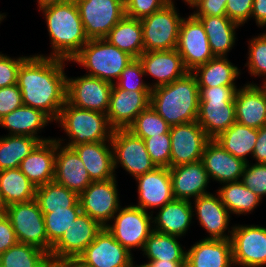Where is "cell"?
I'll list each match as a JSON object with an SVG mask.
<instances>
[{"label": "cell", "instance_id": "1", "mask_svg": "<svg viewBox=\"0 0 266 267\" xmlns=\"http://www.w3.org/2000/svg\"><path fill=\"white\" fill-rule=\"evenodd\" d=\"M65 61L44 54L30 55L18 70L17 85L23 105L43 111L53 121L58 119L66 102Z\"/></svg>", "mask_w": 266, "mask_h": 267}, {"label": "cell", "instance_id": "2", "mask_svg": "<svg viewBox=\"0 0 266 267\" xmlns=\"http://www.w3.org/2000/svg\"><path fill=\"white\" fill-rule=\"evenodd\" d=\"M50 36L49 57L70 60L89 41L74 0L41 8Z\"/></svg>", "mask_w": 266, "mask_h": 267}, {"label": "cell", "instance_id": "3", "mask_svg": "<svg viewBox=\"0 0 266 267\" xmlns=\"http://www.w3.org/2000/svg\"><path fill=\"white\" fill-rule=\"evenodd\" d=\"M200 92L196 76H185L152 89L150 105L172 127L197 121Z\"/></svg>", "mask_w": 266, "mask_h": 267}, {"label": "cell", "instance_id": "4", "mask_svg": "<svg viewBox=\"0 0 266 267\" xmlns=\"http://www.w3.org/2000/svg\"><path fill=\"white\" fill-rule=\"evenodd\" d=\"M55 122L60 123L59 126L70 138L65 144L70 148L88 142L111 141L114 131L106 114L78 108L67 100Z\"/></svg>", "mask_w": 266, "mask_h": 267}, {"label": "cell", "instance_id": "5", "mask_svg": "<svg viewBox=\"0 0 266 267\" xmlns=\"http://www.w3.org/2000/svg\"><path fill=\"white\" fill-rule=\"evenodd\" d=\"M135 58L103 39H89L70 60L88 70L86 75L97 77L112 84Z\"/></svg>", "mask_w": 266, "mask_h": 267}, {"label": "cell", "instance_id": "6", "mask_svg": "<svg viewBox=\"0 0 266 267\" xmlns=\"http://www.w3.org/2000/svg\"><path fill=\"white\" fill-rule=\"evenodd\" d=\"M171 0L162 9L142 19L144 52L168 51L177 48L181 17Z\"/></svg>", "mask_w": 266, "mask_h": 267}, {"label": "cell", "instance_id": "7", "mask_svg": "<svg viewBox=\"0 0 266 267\" xmlns=\"http://www.w3.org/2000/svg\"><path fill=\"white\" fill-rule=\"evenodd\" d=\"M149 213L134 205L124 206L113 216V224L108 223L105 228L129 252L135 248L142 251L153 232V211Z\"/></svg>", "mask_w": 266, "mask_h": 267}, {"label": "cell", "instance_id": "8", "mask_svg": "<svg viewBox=\"0 0 266 267\" xmlns=\"http://www.w3.org/2000/svg\"><path fill=\"white\" fill-rule=\"evenodd\" d=\"M6 217L19 243L35 246L48 254L44 216L35 199L8 205Z\"/></svg>", "mask_w": 266, "mask_h": 267}, {"label": "cell", "instance_id": "9", "mask_svg": "<svg viewBox=\"0 0 266 267\" xmlns=\"http://www.w3.org/2000/svg\"><path fill=\"white\" fill-rule=\"evenodd\" d=\"M88 39H103L125 16L124 0H74Z\"/></svg>", "mask_w": 266, "mask_h": 267}, {"label": "cell", "instance_id": "10", "mask_svg": "<svg viewBox=\"0 0 266 267\" xmlns=\"http://www.w3.org/2000/svg\"><path fill=\"white\" fill-rule=\"evenodd\" d=\"M114 169L118 164L136 178L156 166L151 161L144 139L136 137L127 129H115L111 137Z\"/></svg>", "mask_w": 266, "mask_h": 267}, {"label": "cell", "instance_id": "11", "mask_svg": "<svg viewBox=\"0 0 266 267\" xmlns=\"http://www.w3.org/2000/svg\"><path fill=\"white\" fill-rule=\"evenodd\" d=\"M118 195L116 178L92 181L79 195L81 210L105 227L121 208Z\"/></svg>", "mask_w": 266, "mask_h": 267}, {"label": "cell", "instance_id": "12", "mask_svg": "<svg viewBox=\"0 0 266 267\" xmlns=\"http://www.w3.org/2000/svg\"><path fill=\"white\" fill-rule=\"evenodd\" d=\"M231 229L234 266H266V227L235 225Z\"/></svg>", "mask_w": 266, "mask_h": 267}, {"label": "cell", "instance_id": "13", "mask_svg": "<svg viewBox=\"0 0 266 267\" xmlns=\"http://www.w3.org/2000/svg\"><path fill=\"white\" fill-rule=\"evenodd\" d=\"M176 49L189 72L215 57L202 23L193 14L181 21Z\"/></svg>", "mask_w": 266, "mask_h": 267}, {"label": "cell", "instance_id": "14", "mask_svg": "<svg viewBox=\"0 0 266 267\" xmlns=\"http://www.w3.org/2000/svg\"><path fill=\"white\" fill-rule=\"evenodd\" d=\"M113 84L97 77H67L66 100L81 109L107 113Z\"/></svg>", "mask_w": 266, "mask_h": 267}, {"label": "cell", "instance_id": "15", "mask_svg": "<svg viewBox=\"0 0 266 267\" xmlns=\"http://www.w3.org/2000/svg\"><path fill=\"white\" fill-rule=\"evenodd\" d=\"M170 167L201 160L206 144L211 140L197 121L170 128Z\"/></svg>", "mask_w": 266, "mask_h": 267}, {"label": "cell", "instance_id": "16", "mask_svg": "<svg viewBox=\"0 0 266 267\" xmlns=\"http://www.w3.org/2000/svg\"><path fill=\"white\" fill-rule=\"evenodd\" d=\"M102 229L103 227L97 221L81 212L52 247L50 256L58 260L78 257Z\"/></svg>", "mask_w": 266, "mask_h": 267}, {"label": "cell", "instance_id": "17", "mask_svg": "<svg viewBox=\"0 0 266 267\" xmlns=\"http://www.w3.org/2000/svg\"><path fill=\"white\" fill-rule=\"evenodd\" d=\"M132 252L123 247L105 228L96 235L95 240L78 256L92 267H129L134 261Z\"/></svg>", "mask_w": 266, "mask_h": 267}, {"label": "cell", "instance_id": "18", "mask_svg": "<svg viewBox=\"0 0 266 267\" xmlns=\"http://www.w3.org/2000/svg\"><path fill=\"white\" fill-rule=\"evenodd\" d=\"M152 91H126L113 84L107 118L115 129H127L140 112L150 105Z\"/></svg>", "mask_w": 266, "mask_h": 267}, {"label": "cell", "instance_id": "19", "mask_svg": "<svg viewBox=\"0 0 266 267\" xmlns=\"http://www.w3.org/2000/svg\"><path fill=\"white\" fill-rule=\"evenodd\" d=\"M63 141L56 139L53 181L80 195L92 180L76 151L64 146Z\"/></svg>", "mask_w": 266, "mask_h": 267}, {"label": "cell", "instance_id": "20", "mask_svg": "<svg viewBox=\"0 0 266 267\" xmlns=\"http://www.w3.org/2000/svg\"><path fill=\"white\" fill-rule=\"evenodd\" d=\"M138 59L142 64L145 76L157 79H154L156 82L150 85L151 89L168 85L189 72L177 49L144 52Z\"/></svg>", "mask_w": 266, "mask_h": 267}, {"label": "cell", "instance_id": "21", "mask_svg": "<svg viewBox=\"0 0 266 267\" xmlns=\"http://www.w3.org/2000/svg\"><path fill=\"white\" fill-rule=\"evenodd\" d=\"M138 185V205L145 211L147 209L162 208L174 199L169 168L155 167L148 173L135 178Z\"/></svg>", "mask_w": 266, "mask_h": 267}, {"label": "cell", "instance_id": "22", "mask_svg": "<svg viewBox=\"0 0 266 267\" xmlns=\"http://www.w3.org/2000/svg\"><path fill=\"white\" fill-rule=\"evenodd\" d=\"M193 203L195 208L193 212L196 213L193 215H197L198 222L209 233V237L204 239H231L233 231L229 228L231 214L218 193L215 196L212 193L202 195L194 199Z\"/></svg>", "mask_w": 266, "mask_h": 267}, {"label": "cell", "instance_id": "23", "mask_svg": "<svg viewBox=\"0 0 266 267\" xmlns=\"http://www.w3.org/2000/svg\"><path fill=\"white\" fill-rule=\"evenodd\" d=\"M244 85L237 89L235 95L236 122L260 129L266 126V86L255 83Z\"/></svg>", "mask_w": 266, "mask_h": 267}, {"label": "cell", "instance_id": "24", "mask_svg": "<svg viewBox=\"0 0 266 267\" xmlns=\"http://www.w3.org/2000/svg\"><path fill=\"white\" fill-rule=\"evenodd\" d=\"M201 162L209 179L220 184L240 181L246 165V162L230 154L214 139L206 144Z\"/></svg>", "mask_w": 266, "mask_h": 267}, {"label": "cell", "instance_id": "25", "mask_svg": "<svg viewBox=\"0 0 266 267\" xmlns=\"http://www.w3.org/2000/svg\"><path fill=\"white\" fill-rule=\"evenodd\" d=\"M169 171L174 199L191 201L210 194L206 191L210 179L201 160L170 167Z\"/></svg>", "mask_w": 266, "mask_h": 267}, {"label": "cell", "instance_id": "26", "mask_svg": "<svg viewBox=\"0 0 266 267\" xmlns=\"http://www.w3.org/2000/svg\"><path fill=\"white\" fill-rule=\"evenodd\" d=\"M235 99H199L197 122L210 139L236 122Z\"/></svg>", "mask_w": 266, "mask_h": 267}, {"label": "cell", "instance_id": "27", "mask_svg": "<svg viewBox=\"0 0 266 267\" xmlns=\"http://www.w3.org/2000/svg\"><path fill=\"white\" fill-rule=\"evenodd\" d=\"M56 138L39 142L19 165L21 172L37 187L54 180Z\"/></svg>", "mask_w": 266, "mask_h": 267}, {"label": "cell", "instance_id": "28", "mask_svg": "<svg viewBox=\"0 0 266 267\" xmlns=\"http://www.w3.org/2000/svg\"><path fill=\"white\" fill-rule=\"evenodd\" d=\"M92 181L116 178L111 141L88 142L72 147Z\"/></svg>", "mask_w": 266, "mask_h": 267}, {"label": "cell", "instance_id": "29", "mask_svg": "<svg viewBox=\"0 0 266 267\" xmlns=\"http://www.w3.org/2000/svg\"><path fill=\"white\" fill-rule=\"evenodd\" d=\"M190 267H232L231 239H202L186 250Z\"/></svg>", "mask_w": 266, "mask_h": 267}, {"label": "cell", "instance_id": "30", "mask_svg": "<svg viewBox=\"0 0 266 267\" xmlns=\"http://www.w3.org/2000/svg\"><path fill=\"white\" fill-rule=\"evenodd\" d=\"M193 203L187 200L173 199L159 208L156 217H152L153 230L182 237L188 232L193 219Z\"/></svg>", "mask_w": 266, "mask_h": 267}, {"label": "cell", "instance_id": "31", "mask_svg": "<svg viewBox=\"0 0 266 267\" xmlns=\"http://www.w3.org/2000/svg\"><path fill=\"white\" fill-rule=\"evenodd\" d=\"M50 122L53 120L43 111L22 105L1 118L0 126L9 131L8 135L30 136L42 142L52 138L40 137L37 132Z\"/></svg>", "mask_w": 266, "mask_h": 267}, {"label": "cell", "instance_id": "32", "mask_svg": "<svg viewBox=\"0 0 266 267\" xmlns=\"http://www.w3.org/2000/svg\"><path fill=\"white\" fill-rule=\"evenodd\" d=\"M203 25L208 37L209 46L218 57H226L227 53L235 45L238 23L230 20L227 16L196 17Z\"/></svg>", "mask_w": 266, "mask_h": 267}, {"label": "cell", "instance_id": "33", "mask_svg": "<svg viewBox=\"0 0 266 267\" xmlns=\"http://www.w3.org/2000/svg\"><path fill=\"white\" fill-rule=\"evenodd\" d=\"M192 73L196 76L199 88H208L237 87L235 80L241 72L227 57L215 56L207 63L198 66Z\"/></svg>", "mask_w": 266, "mask_h": 267}, {"label": "cell", "instance_id": "34", "mask_svg": "<svg viewBox=\"0 0 266 267\" xmlns=\"http://www.w3.org/2000/svg\"><path fill=\"white\" fill-rule=\"evenodd\" d=\"M111 45L127 52L134 58L144 53L143 33L140 19L124 16L104 38Z\"/></svg>", "mask_w": 266, "mask_h": 267}, {"label": "cell", "instance_id": "35", "mask_svg": "<svg viewBox=\"0 0 266 267\" xmlns=\"http://www.w3.org/2000/svg\"><path fill=\"white\" fill-rule=\"evenodd\" d=\"M258 137V129L235 122L214 140L230 154L248 163L246 156H252Z\"/></svg>", "mask_w": 266, "mask_h": 267}, {"label": "cell", "instance_id": "36", "mask_svg": "<svg viewBox=\"0 0 266 267\" xmlns=\"http://www.w3.org/2000/svg\"><path fill=\"white\" fill-rule=\"evenodd\" d=\"M0 192L7 205L35 199L36 186L19 168L0 170Z\"/></svg>", "mask_w": 266, "mask_h": 267}, {"label": "cell", "instance_id": "37", "mask_svg": "<svg viewBox=\"0 0 266 267\" xmlns=\"http://www.w3.org/2000/svg\"><path fill=\"white\" fill-rule=\"evenodd\" d=\"M184 250L177 236L153 230L144 244L142 255H145L149 261L186 262V250Z\"/></svg>", "mask_w": 266, "mask_h": 267}, {"label": "cell", "instance_id": "38", "mask_svg": "<svg viewBox=\"0 0 266 267\" xmlns=\"http://www.w3.org/2000/svg\"><path fill=\"white\" fill-rule=\"evenodd\" d=\"M216 190L222 203L230 214L245 215L251 213L262 201L259 196L248 189L241 181L223 183Z\"/></svg>", "mask_w": 266, "mask_h": 267}, {"label": "cell", "instance_id": "39", "mask_svg": "<svg viewBox=\"0 0 266 267\" xmlns=\"http://www.w3.org/2000/svg\"><path fill=\"white\" fill-rule=\"evenodd\" d=\"M35 200L42 213L69 207H81L79 195L55 181L37 187Z\"/></svg>", "mask_w": 266, "mask_h": 267}, {"label": "cell", "instance_id": "40", "mask_svg": "<svg viewBox=\"0 0 266 267\" xmlns=\"http://www.w3.org/2000/svg\"><path fill=\"white\" fill-rule=\"evenodd\" d=\"M40 141L21 135L0 137V170L19 168L22 160L31 153Z\"/></svg>", "mask_w": 266, "mask_h": 267}, {"label": "cell", "instance_id": "41", "mask_svg": "<svg viewBox=\"0 0 266 267\" xmlns=\"http://www.w3.org/2000/svg\"><path fill=\"white\" fill-rule=\"evenodd\" d=\"M48 257L35 246L17 242L0 255V267H39Z\"/></svg>", "mask_w": 266, "mask_h": 267}, {"label": "cell", "instance_id": "42", "mask_svg": "<svg viewBox=\"0 0 266 267\" xmlns=\"http://www.w3.org/2000/svg\"><path fill=\"white\" fill-rule=\"evenodd\" d=\"M82 212L81 207H69L60 210H52L50 213H43L45 229L48 239V255L52 247L60 240L73 221Z\"/></svg>", "mask_w": 266, "mask_h": 267}, {"label": "cell", "instance_id": "43", "mask_svg": "<svg viewBox=\"0 0 266 267\" xmlns=\"http://www.w3.org/2000/svg\"><path fill=\"white\" fill-rule=\"evenodd\" d=\"M171 126L149 105L140 112L127 128L136 137L145 139L151 136L170 133Z\"/></svg>", "mask_w": 266, "mask_h": 267}, {"label": "cell", "instance_id": "44", "mask_svg": "<svg viewBox=\"0 0 266 267\" xmlns=\"http://www.w3.org/2000/svg\"><path fill=\"white\" fill-rule=\"evenodd\" d=\"M248 61L245 66L251 76L264 77L262 84L266 83V33L250 39Z\"/></svg>", "mask_w": 266, "mask_h": 267}, {"label": "cell", "instance_id": "45", "mask_svg": "<svg viewBox=\"0 0 266 267\" xmlns=\"http://www.w3.org/2000/svg\"><path fill=\"white\" fill-rule=\"evenodd\" d=\"M145 76L142 64L135 58L121 72L119 79L114 83L118 88L128 91H152L150 83L141 80Z\"/></svg>", "mask_w": 266, "mask_h": 267}, {"label": "cell", "instance_id": "46", "mask_svg": "<svg viewBox=\"0 0 266 267\" xmlns=\"http://www.w3.org/2000/svg\"><path fill=\"white\" fill-rule=\"evenodd\" d=\"M151 161L156 167L170 168L171 138L169 133L144 139Z\"/></svg>", "mask_w": 266, "mask_h": 267}, {"label": "cell", "instance_id": "47", "mask_svg": "<svg viewBox=\"0 0 266 267\" xmlns=\"http://www.w3.org/2000/svg\"><path fill=\"white\" fill-rule=\"evenodd\" d=\"M246 163L241 182L261 199L266 196V164Z\"/></svg>", "mask_w": 266, "mask_h": 267}, {"label": "cell", "instance_id": "48", "mask_svg": "<svg viewBox=\"0 0 266 267\" xmlns=\"http://www.w3.org/2000/svg\"><path fill=\"white\" fill-rule=\"evenodd\" d=\"M171 0H124L125 15L142 19L162 9Z\"/></svg>", "mask_w": 266, "mask_h": 267}, {"label": "cell", "instance_id": "49", "mask_svg": "<svg viewBox=\"0 0 266 267\" xmlns=\"http://www.w3.org/2000/svg\"><path fill=\"white\" fill-rule=\"evenodd\" d=\"M27 57L11 58L0 52V88L17 84L19 67Z\"/></svg>", "mask_w": 266, "mask_h": 267}, {"label": "cell", "instance_id": "50", "mask_svg": "<svg viewBox=\"0 0 266 267\" xmlns=\"http://www.w3.org/2000/svg\"><path fill=\"white\" fill-rule=\"evenodd\" d=\"M253 1L254 0H227L226 16L239 25H244L251 19Z\"/></svg>", "mask_w": 266, "mask_h": 267}, {"label": "cell", "instance_id": "51", "mask_svg": "<svg viewBox=\"0 0 266 267\" xmlns=\"http://www.w3.org/2000/svg\"><path fill=\"white\" fill-rule=\"evenodd\" d=\"M22 105V94L17 84L0 88V119Z\"/></svg>", "mask_w": 266, "mask_h": 267}, {"label": "cell", "instance_id": "52", "mask_svg": "<svg viewBox=\"0 0 266 267\" xmlns=\"http://www.w3.org/2000/svg\"><path fill=\"white\" fill-rule=\"evenodd\" d=\"M227 0H203L192 14L195 17L226 16Z\"/></svg>", "mask_w": 266, "mask_h": 267}, {"label": "cell", "instance_id": "53", "mask_svg": "<svg viewBox=\"0 0 266 267\" xmlns=\"http://www.w3.org/2000/svg\"><path fill=\"white\" fill-rule=\"evenodd\" d=\"M237 87L217 86L199 88V99H235Z\"/></svg>", "mask_w": 266, "mask_h": 267}, {"label": "cell", "instance_id": "54", "mask_svg": "<svg viewBox=\"0 0 266 267\" xmlns=\"http://www.w3.org/2000/svg\"><path fill=\"white\" fill-rule=\"evenodd\" d=\"M15 232L10 220L5 217L0 222V255L17 243Z\"/></svg>", "mask_w": 266, "mask_h": 267}, {"label": "cell", "instance_id": "55", "mask_svg": "<svg viewBox=\"0 0 266 267\" xmlns=\"http://www.w3.org/2000/svg\"><path fill=\"white\" fill-rule=\"evenodd\" d=\"M256 141L252 157L257 161L256 163L266 164V126L258 129V137Z\"/></svg>", "mask_w": 266, "mask_h": 267}, {"label": "cell", "instance_id": "56", "mask_svg": "<svg viewBox=\"0 0 266 267\" xmlns=\"http://www.w3.org/2000/svg\"><path fill=\"white\" fill-rule=\"evenodd\" d=\"M251 18H255L258 27L266 26V0H254Z\"/></svg>", "mask_w": 266, "mask_h": 267}, {"label": "cell", "instance_id": "57", "mask_svg": "<svg viewBox=\"0 0 266 267\" xmlns=\"http://www.w3.org/2000/svg\"><path fill=\"white\" fill-rule=\"evenodd\" d=\"M185 262H173L163 260H151L144 263L147 267H181Z\"/></svg>", "mask_w": 266, "mask_h": 267}, {"label": "cell", "instance_id": "58", "mask_svg": "<svg viewBox=\"0 0 266 267\" xmlns=\"http://www.w3.org/2000/svg\"><path fill=\"white\" fill-rule=\"evenodd\" d=\"M62 267H92L82 262L78 257L62 260Z\"/></svg>", "mask_w": 266, "mask_h": 267}, {"label": "cell", "instance_id": "59", "mask_svg": "<svg viewBox=\"0 0 266 267\" xmlns=\"http://www.w3.org/2000/svg\"><path fill=\"white\" fill-rule=\"evenodd\" d=\"M39 267H62V260L49 256Z\"/></svg>", "mask_w": 266, "mask_h": 267}, {"label": "cell", "instance_id": "60", "mask_svg": "<svg viewBox=\"0 0 266 267\" xmlns=\"http://www.w3.org/2000/svg\"><path fill=\"white\" fill-rule=\"evenodd\" d=\"M66 1H69V0H37V2H38L37 6L39 7V10H40L41 8H44V7H47L50 5H55L58 3H63Z\"/></svg>", "mask_w": 266, "mask_h": 267}, {"label": "cell", "instance_id": "61", "mask_svg": "<svg viewBox=\"0 0 266 267\" xmlns=\"http://www.w3.org/2000/svg\"><path fill=\"white\" fill-rule=\"evenodd\" d=\"M184 3H187V5L191 6L192 9L195 8L200 2L203 0H183Z\"/></svg>", "mask_w": 266, "mask_h": 267}, {"label": "cell", "instance_id": "62", "mask_svg": "<svg viewBox=\"0 0 266 267\" xmlns=\"http://www.w3.org/2000/svg\"><path fill=\"white\" fill-rule=\"evenodd\" d=\"M8 205L5 203L3 196L1 195L0 192V210H7Z\"/></svg>", "mask_w": 266, "mask_h": 267}, {"label": "cell", "instance_id": "63", "mask_svg": "<svg viewBox=\"0 0 266 267\" xmlns=\"http://www.w3.org/2000/svg\"><path fill=\"white\" fill-rule=\"evenodd\" d=\"M7 210H0V222L6 217Z\"/></svg>", "mask_w": 266, "mask_h": 267}, {"label": "cell", "instance_id": "64", "mask_svg": "<svg viewBox=\"0 0 266 267\" xmlns=\"http://www.w3.org/2000/svg\"><path fill=\"white\" fill-rule=\"evenodd\" d=\"M129 267H147V266L145 264H141V265L136 264L135 265V262H132Z\"/></svg>", "mask_w": 266, "mask_h": 267}, {"label": "cell", "instance_id": "65", "mask_svg": "<svg viewBox=\"0 0 266 267\" xmlns=\"http://www.w3.org/2000/svg\"><path fill=\"white\" fill-rule=\"evenodd\" d=\"M5 16L4 13H0V23L6 18Z\"/></svg>", "mask_w": 266, "mask_h": 267}, {"label": "cell", "instance_id": "66", "mask_svg": "<svg viewBox=\"0 0 266 267\" xmlns=\"http://www.w3.org/2000/svg\"><path fill=\"white\" fill-rule=\"evenodd\" d=\"M181 267H190V266L187 262H185L184 264L181 265Z\"/></svg>", "mask_w": 266, "mask_h": 267}]
</instances>
